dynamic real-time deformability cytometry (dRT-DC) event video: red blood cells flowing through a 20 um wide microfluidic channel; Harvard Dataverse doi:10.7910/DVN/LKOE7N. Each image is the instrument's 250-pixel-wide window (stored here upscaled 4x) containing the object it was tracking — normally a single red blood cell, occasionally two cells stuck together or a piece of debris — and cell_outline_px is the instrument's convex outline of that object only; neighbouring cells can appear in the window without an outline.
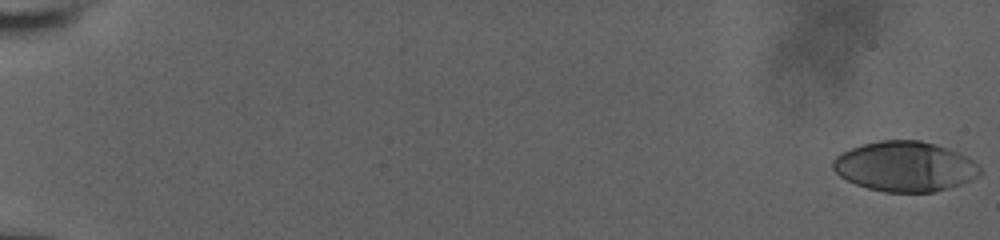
{"species": "human", "species_latin": "Homo sapiens", "temperature_condition": "room temperature", "stored_images_in_passage": 34, "camera_frame_rate_fps": 3000, "um_per_image_px": 0.085, "donor": {"sex": "male"}, "frame": {"image": 1, "passage_image": 1, "time_ms": 0.0, "image_size_px": [1000, 240], "cell_outline_px": [[984, 172], [960, 184], [948, 188], [932, 192], [884, 192], [868, 188], [856, 184], [840, 176], [832, 168], [832, 160], [836, 156], [852, 148], [864, 144], [880, 140], [920, 140], [956, 152], [972, 160]], "centroid_in_image_um": [76.88, 14.16], "position_along_channel_um": 8.1, "area_um2": 42.31}}
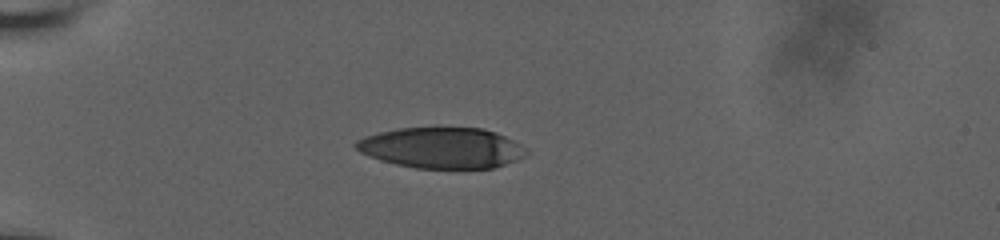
{"frame": {"image": 2, "passage_image": 30, "time_ms": 6.0, "image_size_px": [1000, 240], "cell_outline_px": [[528, 152], [524, 156], [516, 160], [492, 168], [416, 168], [396, 164], [380, 160], [368, 156], [360, 152], [352, 144], [356, 140], [364, 136], [380, 132], [400, 128], [436, 124], [484, 128], [496, 132], [520, 144]], "centroid_in_image_um": [37.51, 12.51], "position_along_channel_um": 47.5, "area_um2": 41.56}}